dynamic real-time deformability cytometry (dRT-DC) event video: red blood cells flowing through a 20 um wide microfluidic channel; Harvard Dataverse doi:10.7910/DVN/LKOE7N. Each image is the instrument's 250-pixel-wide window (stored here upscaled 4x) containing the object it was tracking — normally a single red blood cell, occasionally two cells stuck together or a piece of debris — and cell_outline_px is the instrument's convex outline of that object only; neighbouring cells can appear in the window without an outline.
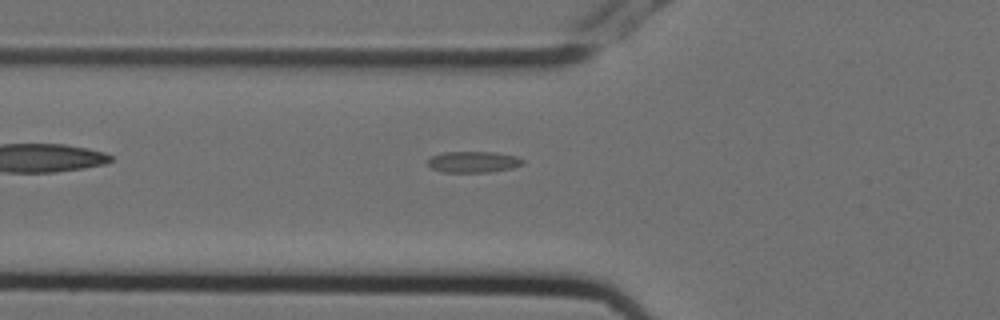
{"species": "Egyptian fruit bat (a non-hibernating species)", "species_latin": "Rousettus aegyptiacus", "temperature_condition": "cold", "stored_images_in_passage": 6, "segment_of_instrument_passage": [3, 3], "camera_frame_rate_fps": 3000, "um_per_image_px": 0.085, "animal": {"sex": "female"}, "frame": {"image": 1, "passage_image": 6, "time_ms": 1.667, "image_size_px": [1000, 320], "cell_outline_px": [[524, 164], [512, 168], [488, 172], [440, 172], [432, 168], [428, 164], [428, 160], [432, 156], [444, 152], [496, 152], [516, 156], [524, 160]], "centroid_in_image_um": [40.25, 13.76], "position_along_channel_um": 85.6, "area_um2": 11.73}}